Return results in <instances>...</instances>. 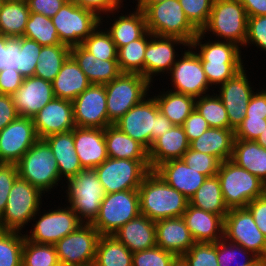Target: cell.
<instances>
[{
  "mask_svg": "<svg viewBox=\"0 0 266 266\" xmlns=\"http://www.w3.org/2000/svg\"><path fill=\"white\" fill-rule=\"evenodd\" d=\"M170 266H189L182 256H176Z\"/></svg>",
  "mask_w": 266,
  "mask_h": 266,
  "instance_id": "obj_68",
  "label": "cell"
},
{
  "mask_svg": "<svg viewBox=\"0 0 266 266\" xmlns=\"http://www.w3.org/2000/svg\"><path fill=\"white\" fill-rule=\"evenodd\" d=\"M18 177L16 164L0 163V217L5 210L9 192Z\"/></svg>",
  "mask_w": 266,
  "mask_h": 266,
  "instance_id": "obj_55",
  "label": "cell"
},
{
  "mask_svg": "<svg viewBox=\"0 0 266 266\" xmlns=\"http://www.w3.org/2000/svg\"><path fill=\"white\" fill-rule=\"evenodd\" d=\"M153 97L159 111L166 116L173 125L182 126L187 117L195 109L196 98L168 89L160 91Z\"/></svg>",
  "mask_w": 266,
  "mask_h": 266,
  "instance_id": "obj_37",
  "label": "cell"
},
{
  "mask_svg": "<svg viewBox=\"0 0 266 266\" xmlns=\"http://www.w3.org/2000/svg\"><path fill=\"white\" fill-rule=\"evenodd\" d=\"M195 109L207 121L209 127L229 128L227 111L217 92L196 98Z\"/></svg>",
  "mask_w": 266,
  "mask_h": 266,
  "instance_id": "obj_44",
  "label": "cell"
},
{
  "mask_svg": "<svg viewBox=\"0 0 266 266\" xmlns=\"http://www.w3.org/2000/svg\"><path fill=\"white\" fill-rule=\"evenodd\" d=\"M22 233L0 230V266H22L25 240L24 232Z\"/></svg>",
  "mask_w": 266,
  "mask_h": 266,
  "instance_id": "obj_46",
  "label": "cell"
},
{
  "mask_svg": "<svg viewBox=\"0 0 266 266\" xmlns=\"http://www.w3.org/2000/svg\"><path fill=\"white\" fill-rule=\"evenodd\" d=\"M73 136L83 169H94L108 158L104 129L75 127Z\"/></svg>",
  "mask_w": 266,
  "mask_h": 266,
  "instance_id": "obj_24",
  "label": "cell"
},
{
  "mask_svg": "<svg viewBox=\"0 0 266 266\" xmlns=\"http://www.w3.org/2000/svg\"><path fill=\"white\" fill-rule=\"evenodd\" d=\"M231 160L266 185V149L256 141L234 139Z\"/></svg>",
  "mask_w": 266,
  "mask_h": 266,
  "instance_id": "obj_36",
  "label": "cell"
},
{
  "mask_svg": "<svg viewBox=\"0 0 266 266\" xmlns=\"http://www.w3.org/2000/svg\"><path fill=\"white\" fill-rule=\"evenodd\" d=\"M244 6L248 17L265 16L266 0H239Z\"/></svg>",
  "mask_w": 266,
  "mask_h": 266,
  "instance_id": "obj_65",
  "label": "cell"
},
{
  "mask_svg": "<svg viewBox=\"0 0 266 266\" xmlns=\"http://www.w3.org/2000/svg\"><path fill=\"white\" fill-rule=\"evenodd\" d=\"M43 194L39 188L18 177L0 217V230L21 232L41 209Z\"/></svg>",
  "mask_w": 266,
  "mask_h": 266,
  "instance_id": "obj_9",
  "label": "cell"
},
{
  "mask_svg": "<svg viewBox=\"0 0 266 266\" xmlns=\"http://www.w3.org/2000/svg\"><path fill=\"white\" fill-rule=\"evenodd\" d=\"M63 1H65L66 3L73 2V0H63Z\"/></svg>",
  "mask_w": 266,
  "mask_h": 266,
  "instance_id": "obj_74",
  "label": "cell"
},
{
  "mask_svg": "<svg viewBox=\"0 0 266 266\" xmlns=\"http://www.w3.org/2000/svg\"><path fill=\"white\" fill-rule=\"evenodd\" d=\"M19 71L4 69L0 71V94L13 95L24 81Z\"/></svg>",
  "mask_w": 266,
  "mask_h": 266,
  "instance_id": "obj_59",
  "label": "cell"
},
{
  "mask_svg": "<svg viewBox=\"0 0 266 266\" xmlns=\"http://www.w3.org/2000/svg\"><path fill=\"white\" fill-rule=\"evenodd\" d=\"M182 257L189 266H218L217 242H196Z\"/></svg>",
  "mask_w": 266,
  "mask_h": 266,
  "instance_id": "obj_49",
  "label": "cell"
},
{
  "mask_svg": "<svg viewBox=\"0 0 266 266\" xmlns=\"http://www.w3.org/2000/svg\"><path fill=\"white\" fill-rule=\"evenodd\" d=\"M84 266H95V265H94V263H92V264H88V265H84Z\"/></svg>",
  "mask_w": 266,
  "mask_h": 266,
  "instance_id": "obj_75",
  "label": "cell"
},
{
  "mask_svg": "<svg viewBox=\"0 0 266 266\" xmlns=\"http://www.w3.org/2000/svg\"><path fill=\"white\" fill-rule=\"evenodd\" d=\"M245 117L266 119V89H257L252 95L246 109Z\"/></svg>",
  "mask_w": 266,
  "mask_h": 266,
  "instance_id": "obj_62",
  "label": "cell"
},
{
  "mask_svg": "<svg viewBox=\"0 0 266 266\" xmlns=\"http://www.w3.org/2000/svg\"><path fill=\"white\" fill-rule=\"evenodd\" d=\"M235 133L229 128L209 127L189 148L217 157L221 162L232 158Z\"/></svg>",
  "mask_w": 266,
  "mask_h": 266,
  "instance_id": "obj_33",
  "label": "cell"
},
{
  "mask_svg": "<svg viewBox=\"0 0 266 266\" xmlns=\"http://www.w3.org/2000/svg\"><path fill=\"white\" fill-rule=\"evenodd\" d=\"M245 69L244 67L233 78L218 87L220 90L218 89L217 95L227 111L229 129L234 131L243 122L249 101L255 93Z\"/></svg>",
  "mask_w": 266,
  "mask_h": 266,
  "instance_id": "obj_20",
  "label": "cell"
},
{
  "mask_svg": "<svg viewBox=\"0 0 266 266\" xmlns=\"http://www.w3.org/2000/svg\"><path fill=\"white\" fill-rule=\"evenodd\" d=\"M168 185L181 192L188 200L204 183L206 176L191 169L183 159H174L158 165L153 170Z\"/></svg>",
  "mask_w": 266,
  "mask_h": 266,
  "instance_id": "obj_25",
  "label": "cell"
},
{
  "mask_svg": "<svg viewBox=\"0 0 266 266\" xmlns=\"http://www.w3.org/2000/svg\"><path fill=\"white\" fill-rule=\"evenodd\" d=\"M72 104L76 127L105 129L111 125L108 120L104 84H91Z\"/></svg>",
  "mask_w": 266,
  "mask_h": 266,
  "instance_id": "obj_19",
  "label": "cell"
},
{
  "mask_svg": "<svg viewBox=\"0 0 266 266\" xmlns=\"http://www.w3.org/2000/svg\"><path fill=\"white\" fill-rule=\"evenodd\" d=\"M23 37L39 43L41 46L62 44L52 19L30 12Z\"/></svg>",
  "mask_w": 266,
  "mask_h": 266,
  "instance_id": "obj_43",
  "label": "cell"
},
{
  "mask_svg": "<svg viewBox=\"0 0 266 266\" xmlns=\"http://www.w3.org/2000/svg\"><path fill=\"white\" fill-rule=\"evenodd\" d=\"M22 266H61L55 245L34 243L25 238L22 249Z\"/></svg>",
  "mask_w": 266,
  "mask_h": 266,
  "instance_id": "obj_45",
  "label": "cell"
},
{
  "mask_svg": "<svg viewBox=\"0 0 266 266\" xmlns=\"http://www.w3.org/2000/svg\"><path fill=\"white\" fill-rule=\"evenodd\" d=\"M133 253L113 235L100 236L96 255L95 266H132Z\"/></svg>",
  "mask_w": 266,
  "mask_h": 266,
  "instance_id": "obj_40",
  "label": "cell"
},
{
  "mask_svg": "<svg viewBox=\"0 0 266 266\" xmlns=\"http://www.w3.org/2000/svg\"><path fill=\"white\" fill-rule=\"evenodd\" d=\"M104 85L108 120L111 124L147 97L152 86L145 77L137 73H121Z\"/></svg>",
  "mask_w": 266,
  "mask_h": 266,
  "instance_id": "obj_10",
  "label": "cell"
},
{
  "mask_svg": "<svg viewBox=\"0 0 266 266\" xmlns=\"http://www.w3.org/2000/svg\"><path fill=\"white\" fill-rule=\"evenodd\" d=\"M99 25L83 42L82 46L97 59L100 60H117L118 49L112 41L110 34L106 29L102 30Z\"/></svg>",
  "mask_w": 266,
  "mask_h": 266,
  "instance_id": "obj_47",
  "label": "cell"
},
{
  "mask_svg": "<svg viewBox=\"0 0 266 266\" xmlns=\"http://www.w3.org/2000/svg\"><path fill=\"white\" fill-rule=\"evenodd\" d=\"M129 14L114 17L112 25L106 31L110 34L117 49L139 39L146 31V19L143 10L137 7Z\"/></svg>",
  "mask_w": 266,
  "mask_h": 266,
  "instance_id": "obj_34",
  "label": "cell"
},
{
  "mask_svg": "<svg viewBox=\"0 0 266 266\" xmlns=\"http://www.w3.org/2000/svg\"><path fill=\"white\" fill-rule=\"evenodd\" d=\"M188 48L167 75H171L172 91L199 98L210 91V85L200 57L190 45Z\"/></svg>",
  "mask_w": 266,
  "mask_h": 266,
  "instance_id": "obj_17",
  "label": "cell"
},
{
  "mask_svg": "<svg viewBox=\"0 0 266 266\" xmlns=\"http://www.w3.org/2000/svg\"><path fill=\"white\" fill-rule=\"evenodd\" d=\"M257 258L251 251L224 238L217 241L218 266H248Z\"/></svg>",
  "mask_w": 266,
  "mask_h": 266,
  "instance_id": "obj_48",
  "label": "cell"
},
{
  "mask_svg": "<svg viewBox=\"0 0 266 266\" xmlns=\"http://www.w3.org/2000/svg\"><path fill=\"white\" fill-rule=\"evenodd\" d=\"M113 236L132 253L146 250L156 246L155 222L140 214L120 227Z\"/></svg>",
  "mask_w": 266,
  "mask_h": 266,
  "instance_id": "obj_29",
  "label": "cell"
},
{
  "mask_svg": "<svg viewBox=\"0 0 266 266\" xmlns=\"http://www.w3.org/2000/svg\"><path fill=\"white\" fill-rule=\"evenodd\" d=\"M205 35L198 33L190 46L201 59L203 70L211 88L220 86L244 68L241 48L227 41H202ZM204 43V44H203ZM199 51H198V50ZM219 84V85H218Z\"/></svg>",
  "mask_w": 266,
  "mask_h": 266,
  "instance_id": "obj_1",
  "label": "cell"
},
{
  "mask_svg": "<svg viewBox=\"0 0 266 266\" xmlns=\"http://www.w3.org/2000/svg\"><path fill=\"white\" fill-rule=\"evenodd\" d=\"M151 38L146 31L139 39L118 49V67L121 73H137L144 77V53Z\"/></svg>",
  "mask_w": 266,
  "mask_h": 266,
  "instance_id": "obj_42",
  "label": "cell"
},
{
  "mask_svg": "<svg viewBox=\"0 0 266 266\" xmlns=\"http://www.w3.org/2000/svg\"><path fill=\"white\" fill-rule=\"evenodd\" d=\"M256 142L266 149V127L262 131V133L259 135V137L256 139Z\"/></svg>",
  "mask_w": 266,
  "mask_h": 266,
  "instance_id": "obj_69",
  "label": "cell"
},
{
  "mask_svg": "<svg viewBox=\"0 0 266 266\" xmlns=\"http://www.w3.org/2000/svg\"><path fill=\"white\" fill-rule=\"evenodd\" d=\"M71 47L66 44L42 46L34 76L52 82L62 64L70 56Z\"/></svg>",
  "mask_w": 266,
  "mask_h": 266,
  "instance_id": "obj_41",
  "label": "cell"
},
{
  "mask_svg": "<svg viewBox=\"0 0 266 266\" xmlns=\"http://www.w3.org/2000/svg\"><path fill=\"white\" fill-rule=\"evenodd\" d=\"M70 56L76 61L91 84H106L121 74L117 60L97 59L82 45L71 47Z\"/></svg>",
  "mask_w": 266,
  "mask_h": 266,
  "instance_id": "obj_30",
  "label": "cell"
},
{
  "mask_svg": "<svg viewBox=\"0 0 266 266\" xmlns=\"http://www.w3.org/2000/svg\"><path fill=\"white\" fill-rule=\"evenodd\" d=\"M189 22L200 32L206 25L214 0H179Z\"/></svg>",
  "mask_w": 266,
  "mask_h": 266,
  "instance_id": "obj_51",
  "label": "cell"
},
{
  "mask_svg": "<svg viewBox=\"0 0 266 266\" xmlns=\"http://www.w3.org/2000/svg\"><path fill=\"white\" fill-rule=\"evenodd\" d=\"M135 1H139V0H135ZM119 2L123 5L124 3H123V0H119Z\"/></svg>",
  "mask_w": 266,
  "mask_h": 266,
  "instance_id": "obj_73",
  "label": "cell"
},
{
  "mask_svg": "<svg viewBox=\"0 0 266 266\" xmlns=\"http://www.w3.org/2000/svg\"><path fill=\"white\" fill-rule=\"evenodd\" d=\"M189 44L177 37L158 36L151 33V38L144 53V77L152 84L154 76L167 74L177 61L179 55L175 47Z\"/></svg>",
  "mask_w": 266,
  "mask_h": 266,
  "instance_id": "obj_21",
  "label": "cell"
},
{
  "mask_svg": "<svg viewBox=\"0 0 266 266\" xmlns=\"http://www.w3.org/2000/svg\"><path fill=\"white\" fill-rule=\"evenodd\" d=\"M217 177L228 209L246 208L252 200L265 194V184L231 159L220 163Z\"/></svg>",
  "mask_w": 266,
  "mask_h": 266,
  "instance_id": "obj_4",
  "label": "cell"
},
{
  "mask_svg": "<svg viewBox=\"0 0 266 266\" xmlns=\"http://www.w3.org/2000/svg\"><path fill=\"white\" fill-rule=\"evenodd\" d=\"M188 149L189 142L183 127L173 125L169 131L155 139L148 149L151 170L166 161L182 159Z\"/></svg>",
  "mask_w": 266,
  "mask_h": 266,
  "instance_id": "obj_28",
  "label": "cell"
},
{
  "mask_svg": "<svg viewBox=\"0 0 266 266\" xmlns=\"http://www.w3.org/2000/svg\"><path fill=\"white\" fill-rule=\"evenodd\" d=\"M246 208L252 214L259 230L266 237V194L252 200L246 205Z\"/></svg>",
  "mask_w": 266,
  "mask_h": 266,
  "instance_id": "obj_61",
  "label": "cell"
},
{
  "mask_svg": "<svg viewBox=\"0 0 266 266\" xmlns=\"http://www.w3.org/2000/svg\"><path fill=\"white\" fill-rule=\"evenodd\" d=\"M248 266H266V259L257 258L252 264Z\"/></svg>",
  "mask_w": 266,
  "mask_h": 266,
  "instance_id": "obj_70",
  "label": "cell"
},
{
  "mask_svg": "<svg viewBox=\"0 0 266 266\" xmlns=\"http://www.w3.org/2000/svg\"><path fill=\"white\" fill-rule=\"evenodd\" d=\"M17 117L12 95L0 94V131Z\"/></svg>",
  "mask_w": 266,
  "mask_h": 266,
  "instance_id": "obj_63",
  "label": "cell"
},
{
  "mask_svg": "<svg viewBox=\"0 0 266 266\" xmlns=\"http://www.w3.org/2000/svg\"><path fill=\"white\" fill-rule=\"evenodd\" d=\"M3 4H4V1L0 0V10L2 9Z\"/></svg>",
  "mask_w": 266,
  "mask_h": 266,
  "instance_id": "obj_71",
  "label": "cell"
},
{
  "mask_svg": "<svg viewBox=\"0 0 266 266\" xmlns=\"http://www.w3.org/2000/svg\"><path fill=\"white\" fill-rule=\"evenodd\" d=\"M4 2H13V1H20V0H3Z\"/></svg>",
  "mask_w": 266,
  "mask_h": 266,
  "instance_id": "obj_72",
  "label": "cell"
},
{
  "mask_svg": "<svg viewBox=\"0 0 266 266\" xmlns=\"http://www.w3.org/2000/svg\"><path fill=\"white\" fill-rule=\"evenodd\" d=\"M175 254L165 251L157 245L133 253L132 266H170Z\"/></svg>",
  "mask_w": 266,
  "mask_h": 266,
  "instance_id": "obj_53",
  "label": "cell"
},
{
  "mask_svg": "<svg viewBox=\"0 0 266 266\" xmlns=\"http://www.w3.org/2000/svg\"><path fill=\"white\" fill-rule=\"evenodd\" d=\"M105 194L138 189L151 171L149 160L114 159L108 157L94 168Z\"/></svg>",
  "mask_w": 266,
  "mask_h": 266,
  "instance_id": "obj_12",
  "label": "cell"
},
{
  "mask_svg": "<svg viewBox=\"0 0 266 266\" xmlns=\"http://www.w3.org/2000/svg\"><path fill=\"white\" fill-rule=\"evenodd\" d=\"M16 165L19 177L44 194H50L61 181L55 156L44 139H39Z\"/></svg>",
  "mask_w": 266,
  "mask_h": 266,
  "instance_id": "obj_6",
  "label": "cell"
},
{
  "mask_svg": "<svg viewBox=\"0 0 266 266\" xmlns=\"http://www.w3.org/2000/svg\"><path fill=\"white\" fill-rule=\"evenodd\" d=\"M247 20L246 10L239 0H214L208 21L200 33H212L218 40L242 48L246 41Z\"/></svg>",
  "mask_w": 266,
  "mask_h": 266,
  "instance_id": "obj_5",
  "label": "cell"
},
{
  "mask_svg": "<svg viewBox=\"0 0 266 266\" xmlns=\"http://www.w3.org/2000/svg\"><path fill=\"white\" fill-rule=\"evenodd\" d=\"M140 215L138 189L105 194L98 216L91 223L101 236H112L120 227Z\"/></svg>",
  "mask_w": 266,
  "mask_h": 266,
  "instance_id": "obj_11",
  "label": "cell"
},
{
  "mask_svg": "<svg viewBox=\"0 0 266 266\" xmlns=\"http://www.w3.org/2000/svg\"><path fill=\"white\" fill-rule=\"evenodd\" d=\"M44 140L48 143L57 162L61 180H69L83 170L75 151L73 130L50 135Z\"/></svg>",
  "mask_w": 266,
  "mask_h": 266,
  "instance_id": "obj_31",
  "label": "cell"
},
{
  "mask_svg": "<svg viewBox=\"0 0 266 266\" xmlns=\"http://www.w3.org/2000/svg\"><path fill=\"white\" fill-rule=\"evenodd\" d=\"M140 214L156 222L182 217L189 200L151 170L138 188Z\"/></svg>",
  "mask_w": 266,
  "mask_h": 266,
  "instance_id": "obj_2",
  "label": "cell"
},
{
  "mask_svg": "<svg viewBox=\"0 0 266 266\" xmlns=\"http://www.w3.org/2000/svg\"><path fill=\"white\" fill-rule=\"evenodd\" d=\"M182 127L190 143L200 137L209 128V125L202 115L194 109L184 121Z\"/></svg>",
  "mask_w": 266,
  "mask_h": 266,
  "instance_id": "obj_58",
  "label": "cell"
},
{
  "mask_svg": "<svg viewBox=\"0 0 266 266\" xmlns=\"http://www.w3.org/2000/svg\"><path fill=\"white\" fill-rule=\"evenodd\" d=\"M143 12L146 28L154 35L177 37L190 45L199 33L187 19L179 0L153 3Z\"/></svg>",
  "mask_w": 266,
  "mask_h": 266,
  "instance_id": "obj_7",
  "label": "cell"
},
{
  "mask_svg": "<svg viewBox=\"0 0 266 266\" xmlns=\"http://www.w3.org/2000/svg\"><path fill=\"white\" fill-rule=\"evenodd\" d=\"M100 234L91 223H83L55 245L61 266H84L94 263Z\"/></svg>",
  "mask_w": 266,
  "mask_h": 266,
  "instance_id": "obj_14",
  "label": "cell"
},
{
  "mask_svg": "<svg viewBox=\"0 0 266 266\" xmlns=\"http://www.w3.org/2000/svg\"><path fill=\"white\" fill-rule=\"evenodd\" d=\"M266 127V119L244 117L243 122L234 131L235 139L256 141Z\"/></svg>",
  "mask_w": 266,
  "mask_h": 266,
  "instance_id": "obj_57",
  "label": "cell"
},
{
  "mask_svg": "<svg viewBox=\"0 0 266 266\" xmlns=\"http://www.w3.org/2000/svg\"><path fill=\"white\" fill-rule=\"evenodd\" d=\"M54 97L52 82L36 76L25 77L21 86L12 95L18 116L30 118Z\"/></svg>",
  "mask_w": 266,
  "mask_h": 266,
  "instance_id": "obj_23",
  "label": "cell"
},
{
  "mask_svg": "<svg viewBox=\"0 0 266 266\" xmlns=\"http://www.w3.org/2000/svg\"><path fill=\"white\" fill-rule=\"evenodd\" d=\"M189 204L196 208L220 215L223 219L229 212L223 199L221 184L217 175L206 178L204 183L190 198Z\"/></svg>",
  "mask_w": 266,
  "mask_h": 266,
  "instance_id": "obj_38",
  "label": "cell"
},
{
  "mask_svg": "<svg viewBox=\"0 0 266 266\" xmlns=\"http://www.w3.org/2000/svg\"><path fill=\"white\" fill-rule=\"evenodd\" d=\"M165 0H139L136 4V7L140 10H145L150 4L158 3Z\"/></svg>",
  "mask_w": 266,
  "mask_h": 266,
  "instance_id": "obj_67",
  "label": "cell"
},
{
  "mask_svg": "<svg viewBox=\"0 0 266 266\" xmlns=\"http://www.w3.org/2000/svg\"><path fill=\"white\" fill-rule=\"evenodd\" d=\"M90 85L86 75L71 56L62 64L61 70L52 81L54 96L70 101H73Z\"/></svg>",
  "mask_w": 266,
  "mask_h": 266,
  "instance_id": "obj_32",
  "label": "cell"
},
{
  "mask_svg": "<svg viewBox=\"0 0 266 266\" xmlns=\"http://www.w3.org/2000/svg\"><path fill=\"white\" fill-rule=\"evenodd\" d=\"M223 238L266 259V237L247 208H233L224 218Z\"/></svg>",
  "mask_w": 266,
  "mask_h": 266,
  "instance_id": "obj_15",
  "label": "cell"
},
{
  "mask_svg": "<svg viewBox=\"0 0 266 266\" xmlns=\"http://www.w3.org/2000/svg\"><path fill=\"white\" fill-rule=\"evenodd\" d=\"M30 12L52 18L66 3L63 0H26Z\"/></svg>",
  "mask_w": 266,
  "mask_h": 266,
  "instance_id": "obj_60",
  "label": "cell"
},
{
  "mask_svg": "<svg viewBox=\"0 0 266 266\" xmlns=\"http://www.w3.org/2000/svg\"><path fill=\"white\" fill-rule=\"evenodd\" d=\"M42 46L34 40L20 37L19 72L23 77L34 76Z\"/></svg>",
  "mask_w": 266,
  "mask_h": 266,
  "instance_id": "obj_52",
  "label": "cell"
},
{
  "mask_svg": "<svg viewBox=\"0 0 266 266\" xmlns=\"http://www.w3.org/2000/svg\"><path fill=\"white\" fill-rule=\"evenodd\" d=\"M58 206L53 211L49 209L45 214L40 215V210L32 218L36 220L33 229L29 231V234L25 235V238L34 243L56 244L63 237L67 236L76 230L83 222L79 219L76 213L67 206L64 208ZM39 213V214H38ZM38 221H37V218Z\"/></svg>",
  "mask_w": 266,
  "mask_h": 266,
  "instance_id": "obj_16",
  "label": "cell"
},
{
  "mask_svg": "<svg viewBox=\"0 0 266 266\" xmlns=\"http://www.w3.org/2000/svg\"><path fill=\"white\" fill-rule=\"evenodd\" d=\"M250 44H253L255 47L257 46L261 51H266V15L248 17L244 47Z\"/></svg>",
  "mask_w": 266,
  "mask_h": 266,
  "instance_id": "obj_54",
  "label": "cell"
},
{
  "mask_svg": "<svg viewBox=\"0 0 266 266\" xmlns=\"http://www.w3.org/2000/svg\"><path fill=\"white\" fill-rule=\"evenodd\" d=\"M61 43L73 47L82 42L99 26L101 18L74 2L65 3L52 18Z\"/></svg>",
  "mask_w": 266,
  "mask_h": 266,
  "instance_id": "obj_13",
  "label": "cell"
},
{
  "mask_svg": "<svg viewBox=\"0 0 266 266\" xmlns=\"http://www.w3.org/2000/svg\"><path fill=\"white\" fill-rule=\"evenodd\" d=\"M108 157L114 159L149 160L148 150L114 124L104 129Z\"/></svg>",
  "mask_w": 266,
  "mask_h": 266,
  "instance_id": "obj_35",
  "label": "cell"
},
{
  "mask_svg": "<svg viewBox=\"0 0 266 266\" xmlns=\"http://www.w3.org/2000/svg\"><path fill=\"white\" fill-rule=\"evenodd\" d=\"M32 120L39 139L69 132L76 127L72 101L56 97L32 117Z\"/></svg>",
  "mask_w": 266,
  "mask_h": 266,
  "instance_id": "obj_22",
  "label": "cell"
},
{
  "mask_svg": "<svg viewBox=\"0 0 266 266\" xmlns=\"http://www.w3.org/2000/svg\"><path fill=\"white\" fill-rule=\"evenodd\" d=\"M182 217L195 242L216 243L223 238L224 219L220 215L189 204Z\"/></svg>",
  "mask_w": 266,
  "mask_h": 266,
  "instance_id": "obj_27",
  "label": "cell"
},
{
  "mask_svg": "<svg viewBox=\"0 0 266 266\" xmlns=\"http://www.w3.org/2000/svg\"><path fill=\"white\" fill-rule=\"evenodd\" d=\"M29 16L26 0L4 2L0 10V33L8 37H23Z\"/></svg>",
  "mask_w": 266,
  "mask_h": 266,
  "instance_id": "obj_39",
  "label": "cell"
},
{
  "mask_svg": "<svg viewBox=\"0 0 266 266\" xmlns=\"http://www.w3.org/2000/svg\"><path fill=\"white\" fill-rule=\"evenodd\" d=\"M20 37H8L6 40V67L19 71Z\"/></svg>",
  "mask_w": 266,
  "mask_h": 266,
  "instance_id": "obj_64",
  "label": "cell"
},
{
  "mask_svg": "<svg viewBox=\"0 0 266 266\" xmlns=\"http://www.w3.org/2000/svg\"><path fill=\"white\" fill-rule=\"evenodd\" d=\"M8 36L0 33V71L6 67V40Z\"/></svg>",
  "mask_w": 266,
  "mask_h": 266,
  "instance_id": "obj_66",
  "label": "cell"
},
{
  "mask_svg": "<svg viewBox=\"0 0 266 266\" xmlns=\"http://www.w3.org/2000/svg\"><path fill=\"white\" fill-rule=\"evenodd\" d=\"M73 2L80 7L86 8L96 13L101 18V23L105 22L103 18H110L111 14L114 17L113 13H119V10H121V7H123L119 0H73ZM104 14L107 16L104 17Z\"/></svg>",
  "mask_w": 266,
  "mask_h": 266,
  "instance_id": "obj_56",
  "label": "cell"
},
{
  "mask_svg": "<svg viewBox=\"0 0 266 266\" xmlns=\"http://www.w3.org/2000/svg\"><path fill=\"white\" fill-rule=\"evenodd\" d=\"M149 96L134 105L114 123L122 132L138 141L147 150L155 139L173 126L170 120L159 111L155 98L152 95L151 98Z\"/></svg>",
  "mask_w": 266,
  "mask_h": 266,
  "instance_id": "obj_3",
  "label": "cell"
},
{
  "mask_svg": "<svg viewBox=\"0 0 266 266\" xmlns=\"http://www.w3.org/2000/svg\"><path fill=\"white\" fill-rule=\"evenodd\" d=\"M155 226L156 245L176 256L184 255L196 243L183 217L159 220Z\"/></svg>",
  "mask_w": 266,
  "mask_h": 266,
  "instance_id": "obj_26",
  "label": "cell"
},
{
  "mask_svg": "<svg viewBox=\"0 0 266 266\" xmlns=\"http://www.w3.org/2000/svg\"><path fill=\"white\" fill-rule=\"evenodd\" d=\"M38 140L32 118L18 116L0 131V163L17 164Z\"/></svg>",
  "mask_w": 266,
  "mask_h": 266,
  "instance_id": "obj_18",
  "label": "cell"
},
{
  "mask_svg": "<svg viewBox=\"0 0 266 266\" xmlns=\"http://www.w3.org/2000/svg\"><path fill=\"white\" fill-rule=\"evenodd\" d=\"M67 204L83 223H92L98 216L105 191L94 169H83L66 181Z\"/></svg>",
  "mask_w": 266,
  "mask_h": 266,
  "instance_id": "obj_8",
  "label": "cell"
},
{
  "mask_svg": "<svg viewBox=\"0 0 266 266\" xmlns=\"http://www.w3.org/2000/svg\"><path fill=\"white\" fill-rule=\"evenodd\" d=\"M183 161L191 169L204 174L207 178L217 175L221 161L212 155L188 149L183 157Z\"/></svg>",
  "mask_w": 266,
  "mask_h": 266,
  "instance_id": "obj_50",
  "label": "cell"
}]
</instances>
